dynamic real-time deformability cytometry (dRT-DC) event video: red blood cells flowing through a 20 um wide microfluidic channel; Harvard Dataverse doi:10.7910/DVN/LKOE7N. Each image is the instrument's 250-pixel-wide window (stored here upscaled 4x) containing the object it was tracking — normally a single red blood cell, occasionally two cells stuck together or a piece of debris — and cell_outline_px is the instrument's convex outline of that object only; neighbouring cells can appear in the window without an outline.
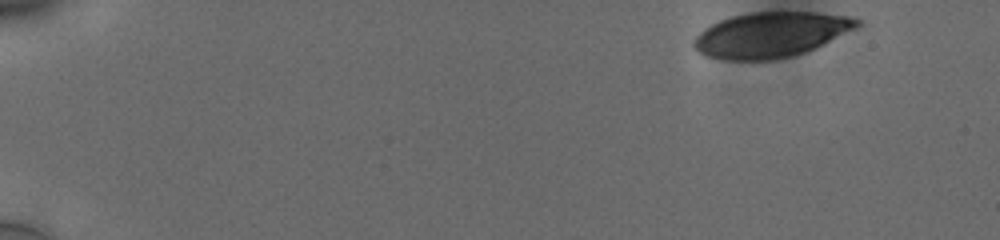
{"species": "human", "species_latin": "Homo sapiens", "temperature_condition": "cold", "stored_images_in_passage": 46, "camera_frame_rate_fps": 3000, "um_per_image_px": 0.085, "donor": {"sex": "male"}, "frame": {"image": 1, "passage_image": 1, "time_ms": 0.0, "image_size_px": [1000, 240], "cell_outline_px": [[860, 24], [856, 28], [808, 52], [796, 56], [776, 60], [724, 60], [704, 56], [692, 44], [696, 36], [704, 28], [720, 20], [732, 16], [748, 12], [812, 12], [844, 16], [860, 20]], "centroid_in_image_um": [65.5, 2.97], "position_along_channel_um": 19.5, "area_um2": 43.12}}
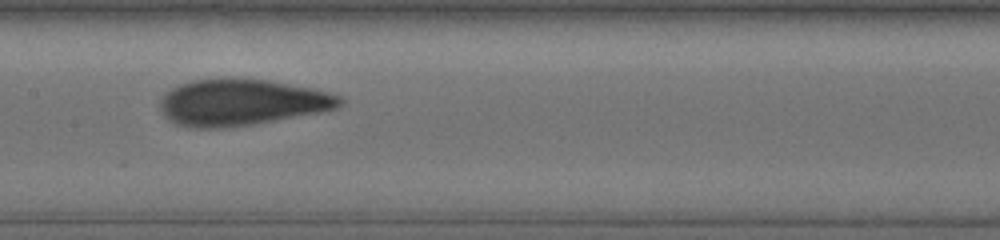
{"frame": {"image": 2, "passage_image": 26, "time_ms": 8.333, "image_size_px": [1000, 240], "cell_outline_px": [[344, 104], [336, 108], [320, 112], [252, 124], [228, 128], [188, 128], [176, 124], [168, 120], [164, 116], [160, 108], [160, 100], [172, 88], [180, 84], [192, 80], [228, 76], [264, 80], [308, 88], [328, 92], [340, 96], [344, 100]], "centroid_in_image_um": [20.48, 8.7], "position_along_channel_um": 186.9, "area_um2": 48.78}}
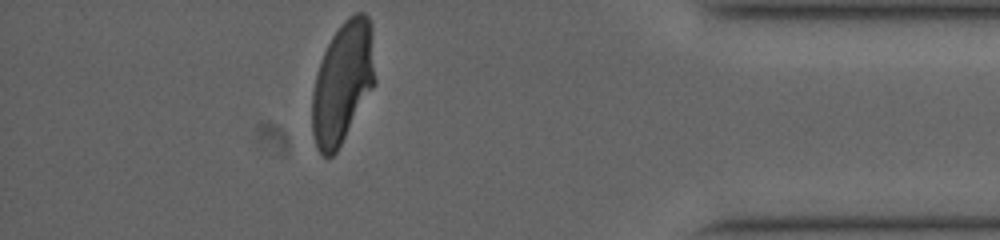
{"frame": {"image": 3, "passage_image": 46, "time_ms": 15.0, "image_size_px": [1000, 240], "cell_outline_px": [[376, 80], [336, 152], [332, 156], [324, 156], [316, 148], [312, 132], [312, 92], [316, 76], [324, 52], [332, 36], [344, 20], [348, 16], [356, 12], [364, 12], [368, 16], [372, 28]], "centroid_in_image_um": [29.13, 6.98], "position_along_channel_um": 406.1, "area_um2": 44.1}, "authors_computed_cell_mechanics": {"area_um2": 46.6446, "velocity_mm_per_s": 3.7579, "shape_relaxation_time_tau1_ms": 7.5196, "shape_relaxation_time_tau2_ms": 1.1558, "deformation_change_tau1": 0.2399, "deformation_change_tau2": 0.0736}}